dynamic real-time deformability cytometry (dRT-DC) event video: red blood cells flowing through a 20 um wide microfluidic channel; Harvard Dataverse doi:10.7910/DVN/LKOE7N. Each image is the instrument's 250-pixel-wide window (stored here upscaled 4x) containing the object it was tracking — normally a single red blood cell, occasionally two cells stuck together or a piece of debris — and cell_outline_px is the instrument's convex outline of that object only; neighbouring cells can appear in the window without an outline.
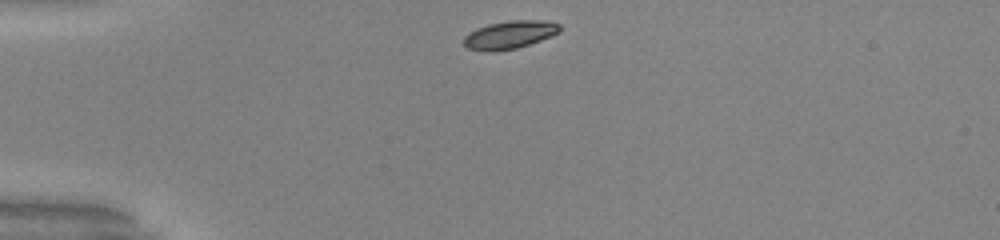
{"species": "common noctule bat (a hibernating species)", "species_latin": "Nyctalus noctula", "temperature_condition": "warm", "stored_images_in_passage": 8, "camera_frame_rate_fps": 3000, "um_per_image_px": 0.085, "animal": {"sex": "male", "body_mass_g": 20.0, "forearm_length_mm": 53.3}, "frame": {"image": 1, "passage_image": 1, "time_ms": 0.0, "image_size_px": [1000, 240], "cell_outline_px": [[560, 32], [540, 40], [516, 48], [492, 52], [468, 48], [464, 44], [464, 36], [476, 28], [488, 24], [512, 20], [540, 20], [560, 24]], "centroid_in_image_um": [43.31, 2.95], "position_along_channel_um": 41.7, "area_um2": 15.43}}
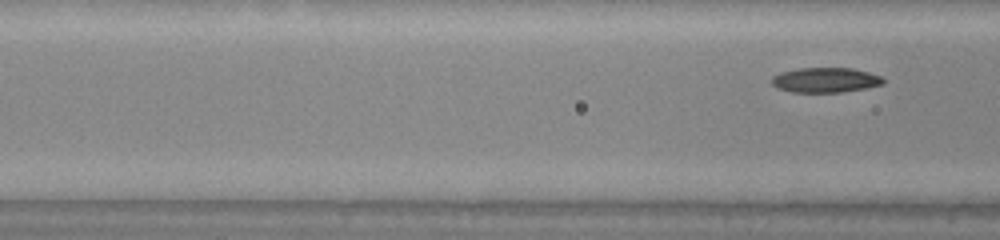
{"frame": {"image": 2, "passage_image": 8, "time_ms": 2.333, "image_size_px": [1000, 240], "cell_outline_px": [[884, 84], [868, 88], [840, 92], [792, 92], [776, 88], [772, 84], [772, 76], [780, 72], [800, 68], [852, 68], [868, 72], [880, 76], [884, 80]], "centroid_in_image_um": [70.15, 6.8], "position_along_channel_um": 96.4, "area_um2": 16.24}}